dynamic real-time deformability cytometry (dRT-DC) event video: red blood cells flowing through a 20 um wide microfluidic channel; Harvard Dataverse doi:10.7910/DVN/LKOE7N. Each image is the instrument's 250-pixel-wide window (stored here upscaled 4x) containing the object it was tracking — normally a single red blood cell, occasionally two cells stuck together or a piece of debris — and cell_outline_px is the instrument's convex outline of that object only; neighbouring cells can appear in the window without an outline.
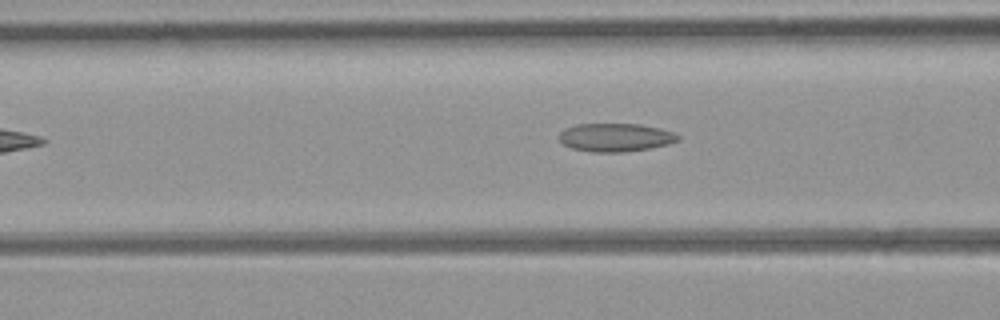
{"species": "common noctule bat (a hibernating species)", "species_latin": "Nyctalus noctula", "temperature_condition": "room temperature", "stored_images_in_passage": 3, "camera_frame_rate_fps": 3000, "um_per_image_px": 0.085, "animal": {"sex": "female", "body_mass_g": 21.9}, "frame": {"image": 1, "passage_image": 3, "time_ms": 2.333, "image_size_px": [1000, 320], "cell_outline_px": [[680, 140], [668, 144], [648, 148], [624, 152], [592, 152], [572, 148], [564, 144], [560, 140], [560, 132], [564, 128], [576, 124], [640, 124], [660, 128], [676, 132], [680, 136]], "centroid_in_image_um": [52.34, 11.67], "position_along_channel_um": 114.3, "area_um2": 19.65}}